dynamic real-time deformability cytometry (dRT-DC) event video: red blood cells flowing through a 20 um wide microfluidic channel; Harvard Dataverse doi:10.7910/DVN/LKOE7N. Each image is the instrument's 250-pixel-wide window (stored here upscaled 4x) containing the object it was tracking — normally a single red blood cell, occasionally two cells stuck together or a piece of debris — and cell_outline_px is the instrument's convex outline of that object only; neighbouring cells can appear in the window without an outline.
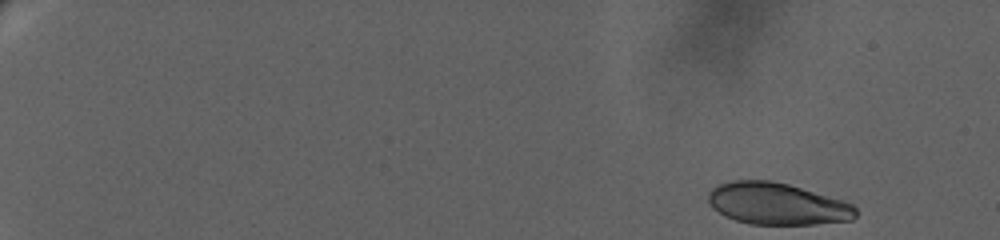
{"species": "human", "species_latin": "Homo sapiens", "temperature_condition": "warm", "stored_images_in_passage": 24, "camera_frame_rate_fps": 3000, "um_per_image_px": 0.085, "donor": {"sex": "female"}, "frame": {"image": 1, "passage_image": 1, "time_ms": 0.0, "image_size_px": [1000, 240], "cell_outline_px": [[856, 216], [852, 220], [816, 224], [752, 224], [736, 220], [724, 216], [712, 208], [708, 200], [708, 192], [716, 184], [732, 180], [772, 180], [788, 184], [844, 200], [852, 204], [856, 208]], "centroid_in_image_um": [66.04, 17.31], "position_along_channel_um": 19.0, "area_um2": 36.18}}
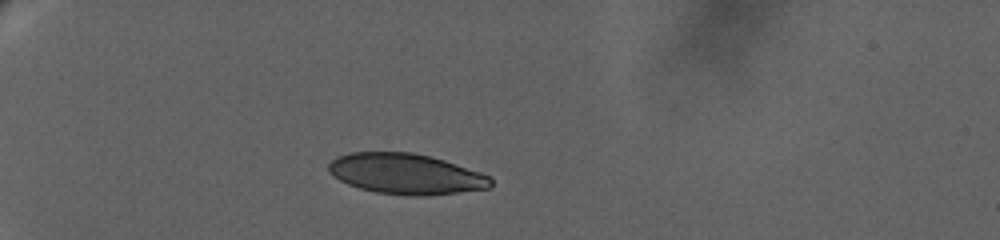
{"frame": {"image": 2, "passage_image": 20, "time_ms": 5.333, "image_size_px": [1000, 240], "cell_outline_px": [[492, 184], [488, 188], [428, 196], [408, 196], [376, 192], [360, 188], [348, 184], [340, 180], [328, 172], [328, 164], [336, 156], [352, 152], [412, 152], [444, 160], [492, 176]], "centroid_in_image_um": [34.49, 14.78], "position_along_channel_um": 50.5, "area_um2": 38.38}}